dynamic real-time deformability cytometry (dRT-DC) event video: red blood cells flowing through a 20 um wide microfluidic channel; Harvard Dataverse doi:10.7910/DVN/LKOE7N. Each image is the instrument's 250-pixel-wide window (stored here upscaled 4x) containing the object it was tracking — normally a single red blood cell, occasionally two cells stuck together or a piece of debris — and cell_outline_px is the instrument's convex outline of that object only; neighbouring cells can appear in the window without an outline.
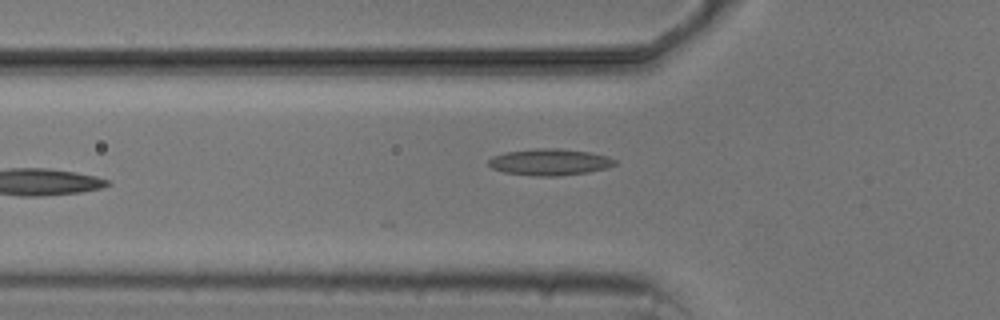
{"species": "common noctule bat (a hibernating species)", "species_latin": "Nyctalus noctula", "temperature_condition": "cold", "stored_images_in_passage": 6, "camera_frame_rate_fps": 3000, "um_per_image_px": 0.085, "animal": {"sex": "male", "body_mass_g": 20.5, "forearm_length_mm": 52.5}, "frame": {"image": 1, "passage_image": 6, "time_ms": 5.667, "image_size_px": [1000, 320], "cell_outline_px": [[616, 164], [608, 168], [588, 172], [560, 176], [536, 176], [504, 172], [492, 168], [488, 164], [488, 160], [492, 156], [504, 152], [536, 148], [560, 148], [588, 152], [608, 156], [616, 160]], "centroid_in_image_um": [46.72, 13.77], "position_along_channel_um": 79.1, "area_um2": 19.65}}